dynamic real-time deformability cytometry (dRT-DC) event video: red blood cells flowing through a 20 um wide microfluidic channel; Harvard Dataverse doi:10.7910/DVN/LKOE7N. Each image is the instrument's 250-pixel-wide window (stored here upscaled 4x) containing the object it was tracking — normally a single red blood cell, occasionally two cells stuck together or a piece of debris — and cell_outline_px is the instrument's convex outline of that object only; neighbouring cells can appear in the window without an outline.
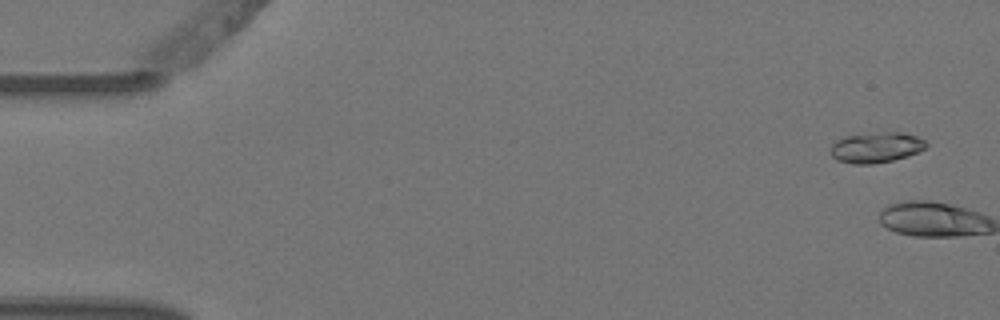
{"species": "Egyptian fruit bat (a non-hibernating species)", "species_latin": "Rousettus aegyptiacus", "temperature_condition": "warm", "stored_images_in_passage": 5, "camera_frame_rate_fps": 3000, "um_per_image_px": 0.085, "animal": {"sex": "female"}, "frame": {"image": 1, "passage_image": 1, "time_ms": 0.0, "image_size_px": [1000, 320], "cell_outline_px": [[928, 144], [924, 148], [908, 156], [892, 160], [872, 164], [852, 164], [836, 160], [832, 156], [832, 144], [836, 140], [844, 136], [884, 132], [900, 132], [916, 136], [924, 140]], "centroid_in_image_um": [74.46, 12.54], "position_along_channel_um": 10.5, "area_um2": 16.82}}
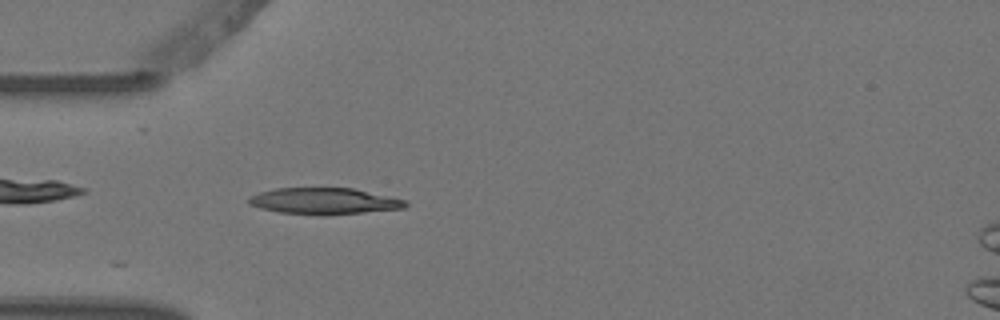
{"frame": {"image": 2, "passage_image": 5, "time_ms": 1.333, "image_size_px": [1000, 320], "cell_outline_px": [[408, 204], [404, 208], [324, 216], [320, 216], [280, 212], [260, 208], [248, 204], [248, 196], [260, 192], [276, 188], [352, 188], [408, 200]], "centroid_in_image_um": [27.54, 17.1], "position_along_channel_um": 57.5, "area_um2": 24.28}}